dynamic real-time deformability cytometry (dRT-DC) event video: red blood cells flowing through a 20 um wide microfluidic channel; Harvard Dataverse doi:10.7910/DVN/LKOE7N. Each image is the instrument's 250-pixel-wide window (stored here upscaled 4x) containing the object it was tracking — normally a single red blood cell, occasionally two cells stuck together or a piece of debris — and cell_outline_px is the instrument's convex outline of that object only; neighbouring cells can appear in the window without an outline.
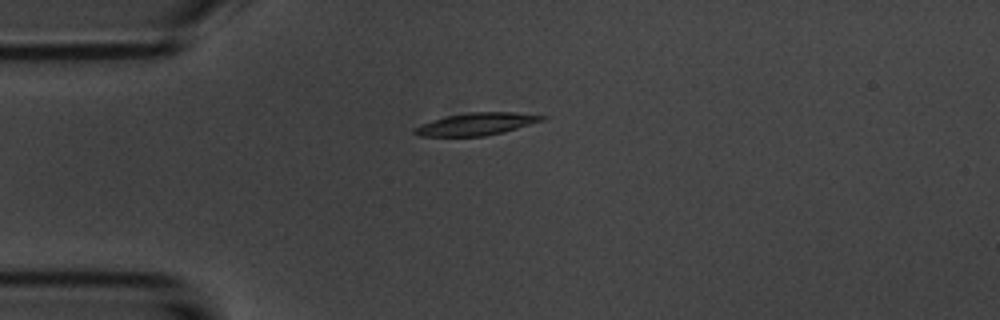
{"species": "common noctule bat (a hibernating species)", "species_latin": "Nyctalus noctula", "temperature_condition": "room temperature", "stored_images_in_passage": 6, "camera_frame_rate_fps": 3000, "um_per_image_px": 0.085, "animal": {"sex": "male", "body_mass_g": 20.1, "forearm_length_mm": 53.5}, "frame": {"image": 1, "passage_image": 4, "time_ms": 4.333, "image_size_px": [1000, 320], "cell_outline_px": [[548, 116], [544, 120], [504, 132], [484, 136], [420, 136], [412, 132], [412, 128], [420, 124], [432, 120], [448, 116], [468, 112], [512, 112]], "centroid_in_image_um": [40.47, 10.54], "position_along_channel_um": 44.5, "area_um2": 16.59}}
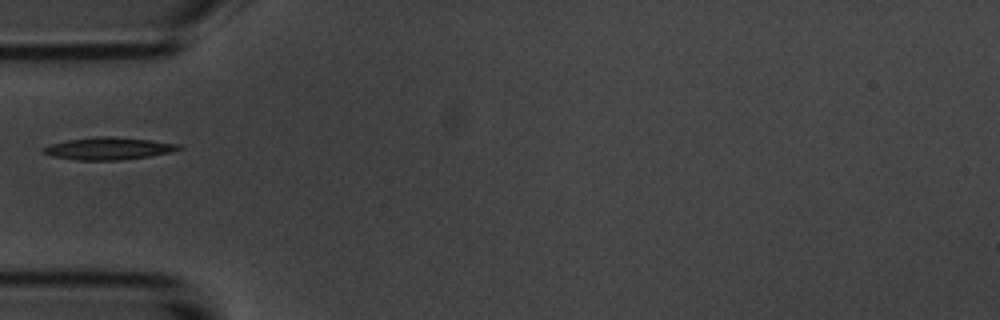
{"frame": {"image": 2, "passage_image": 5, "time_ms": 5.667, "image_size_px": [1000, 320], "cell_outline_px": [[184, 148], [172, 152], [148, 156], [120, 160], [76, 160], [52, 156], [40, 152], [40, 148], [52, 144], [68, 140], [96, 136], [108, 136], [152, 140], [180, 144]], "centroid_in_image_um": [9.22, 12.62], "position_along_channel_um": 75.8, "area_um2": 17.69}}
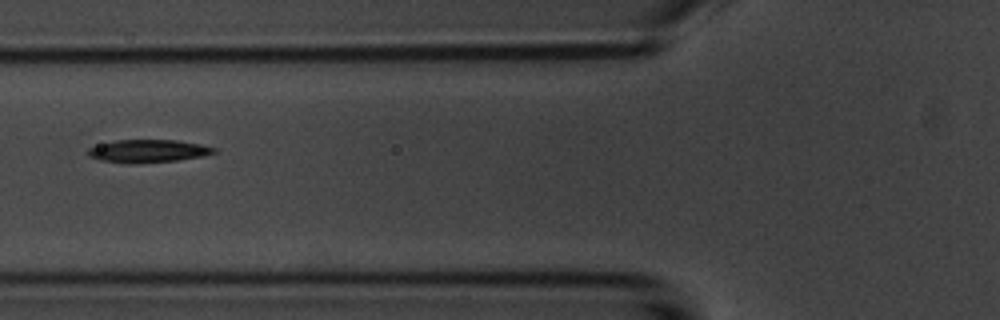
{"frame": {"image": 3, "passage_image": 6, "time_ms": 6.667, "image_size_px": [1000, 320], "cell_outline_px": [[216, 152], [200, 156], [176, 160], [132, 164], [128, 164], [100, 160], [88, 156], [88, 148], [100, 144], [116, 140], [176, 140], [200, 144], [216, 148]], "centroid_in_image_um": [12.54, 12.84], "position_along_channel_um": 113.3, "area_um2": 16.65}}